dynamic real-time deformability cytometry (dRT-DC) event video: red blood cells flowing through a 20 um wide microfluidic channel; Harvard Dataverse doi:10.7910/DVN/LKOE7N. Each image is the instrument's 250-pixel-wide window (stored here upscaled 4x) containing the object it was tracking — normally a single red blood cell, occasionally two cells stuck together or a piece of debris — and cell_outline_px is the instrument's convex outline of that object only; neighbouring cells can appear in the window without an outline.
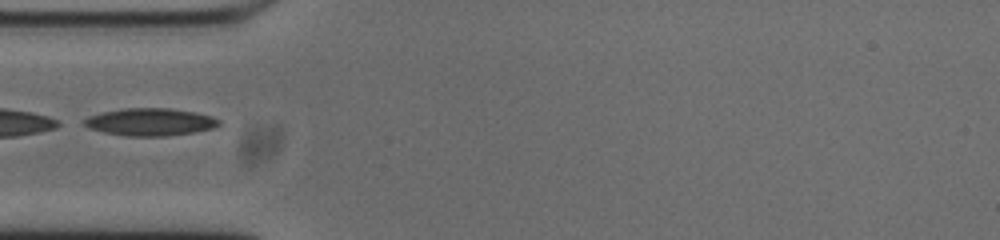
{"species": "common noctule bat (a hibernating species)", "species_latin": "Nyctalus noctula", "temperature_condition": "cold", "stored_images_in_passage": 36, "camera_frame_rate_fps": 3000, "um_per_image_px": 0.085, "animal": {"sex": "male", "body_mass_g": 20.0, "forearm_length_mm": 53.3}, "frame": {"image": 1, "passage_image": 1, "time_ms": 0.0, "image_size_px": [1000, 240], "cell_outline_px": [[220, 124], [212, 128], [192, 132], [164, 136], [124, 136], [104, 132], [88, 128], [80, 120], [88, 116], [104, 112], [124, 108], [168, 108], [196, 112], [212, 116], [220, 120]], "centroid_in_image_um": [12.73, 10.36], "position_along_channel_um": 72.3, "area_um2": 21.56}}